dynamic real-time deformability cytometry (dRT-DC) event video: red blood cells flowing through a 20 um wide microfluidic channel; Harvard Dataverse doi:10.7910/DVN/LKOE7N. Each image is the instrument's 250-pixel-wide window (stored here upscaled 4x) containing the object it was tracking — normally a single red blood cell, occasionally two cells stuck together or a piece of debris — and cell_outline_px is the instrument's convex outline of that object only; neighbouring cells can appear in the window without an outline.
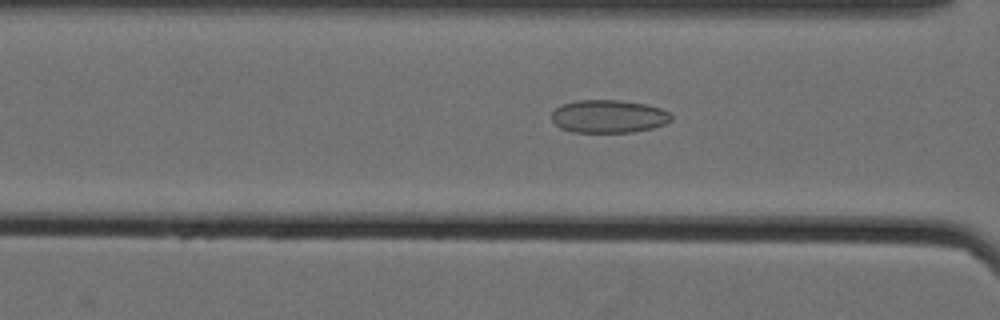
{"species": "Egyptian fruit bat (a non-hibernating species)", "species_latin": "Rousettus aegyptiacus", "temperature_condition": "cold", "stored_images_in_passage": 44, "camera_frame_rate_fps": 3000, "um_per_image_px": 0.085, "animal": {"sex": "female"}, "frame": {"image": 1, "passage_image": 11, "time_ms": 3.333, "image_size_px": [1000, 320], "cell_outline_px": [[672, 120], [664, 124], [652, 128], [632, 132], [572, 132], [560, 128], [552, 120], [552, 112], [560, 104], [576, 100], [620, 100], [644, 104], [660, 108], [668, 112], [672, 116]], "centroid_in_image_um": [51.7, 9.89], "position_along_channel_um": 114.9, "area_um2": 23.0}}
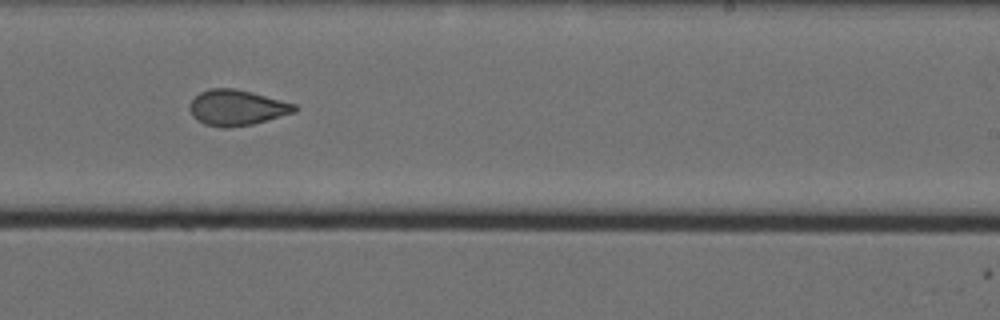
{"frame": {"image": 2, "passage_image": 24, "time_ms": 7.667, "image_size_px": [1000, 320], "cell_outline_px": [[300, 108], [296, 112], [252, 124], [228, 128], [220, 128], [204, 124], [196, 120], [192, 116], [188, 108], [188, 104], [200, 92], [208, 88], [236, 88], [252, 92], [296, 104]], "centroid_in_image_um": [20.11, 9.15], "position_along_channel_um": 268.9, "area_um2": 22.08}}
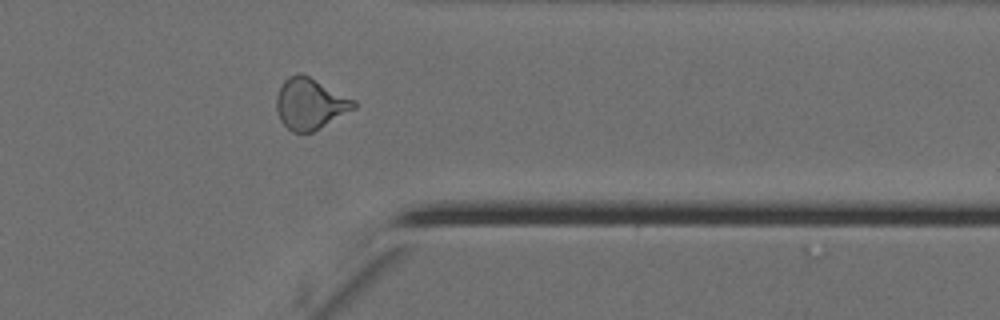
{"frame": {"image": 3, "passage_image": 34, "time_ms": 11.0, "image_size_px": [1000, 320], "cell_outline_px": [[356, 108], [312, 132], [292, 132], [280, 120], [276, 108], [276, 96], [284, 80], [288, 76], [300, 72], [356, 100]], "centroid_in_image_um": [26.35, 8.81], "position_along_channel_um": 385.1, "area_um2": 22.89}, "authors_computed_cell_mechanics": {"area_um2": 22.2819, "velocity_mm_per_s": 3.5484, "shape_relaxation_time_tau1_ms": null, "shape_relaxation_time_tau2_ms": 1.7409, "deformation_change_tau1": null, "deformation_change_tau2": 0.0752}}